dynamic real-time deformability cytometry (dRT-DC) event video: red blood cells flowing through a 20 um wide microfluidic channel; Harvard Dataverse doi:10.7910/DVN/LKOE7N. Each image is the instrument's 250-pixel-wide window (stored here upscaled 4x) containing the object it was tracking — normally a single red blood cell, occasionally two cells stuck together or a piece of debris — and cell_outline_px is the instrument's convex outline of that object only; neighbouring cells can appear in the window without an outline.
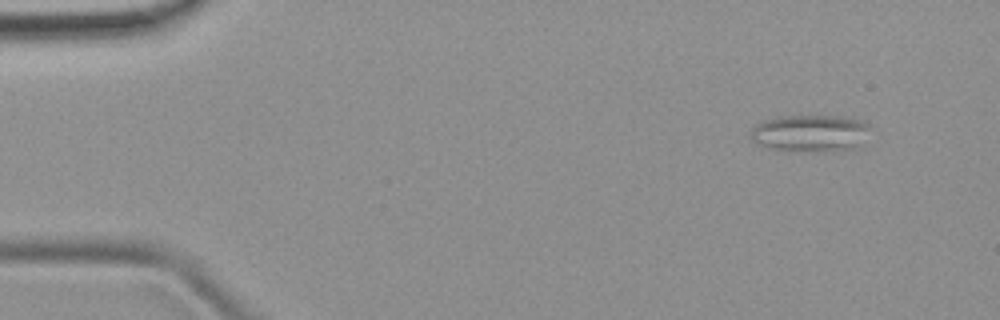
{"species": "common noctule bat (a hibernating species)", "species_latin": "Nyctalus noctula", "temperature_condition": "room temperature", "stored_images_in_passage": 5, "camera_frame_rate_fps": 3000, "um_per_image_px": 0.085, "animal": {"sex": "female", "body_mass_g": 19.9}, "frame": {"image": 1, "passage_image": 2, "time_ms": 1.0, "image_size_px": [1000, 320], "cell_outline_px": [[872, 124], [860, 148], [808, 152], [784, 152], [768, 148], [752, 140], [748, 136], [752, 128], [756, 124], [764, 120], [784, 116], [848, 116], [864, 120]], "centroid_in_image_um": [68.91, 11.33], "position_along_channel_um": 16.1, "area_um2": 26.59}}